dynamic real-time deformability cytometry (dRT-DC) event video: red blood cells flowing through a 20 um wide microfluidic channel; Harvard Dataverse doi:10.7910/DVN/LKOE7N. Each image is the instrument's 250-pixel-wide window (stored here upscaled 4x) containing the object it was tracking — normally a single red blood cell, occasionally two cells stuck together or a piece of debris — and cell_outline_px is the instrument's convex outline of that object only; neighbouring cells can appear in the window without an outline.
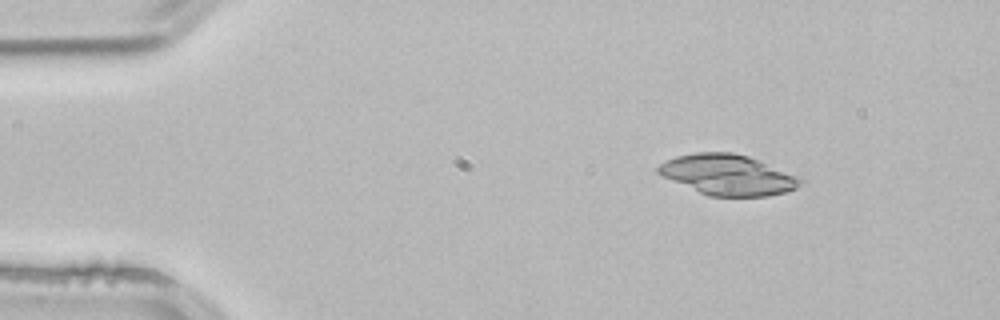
{"species": "common noctule bat (a hibernating species)", "species_latin": "Nyctalus noctula", "temperature_condition": "room temperature", "stored_images_in_passage": 4, "camera_frame_rate_fps": 3000, "um_per_image_px": 0.085, "animal": {"sex": "male", "body_mass_g": 21.5, "forearm_length_mm": 52.0}, "frame": {"image": 1, "passage_image": 2, "time_ms": 0.333, "image_size_px": [1000, 320], "cell_outline_px": [[808, 180], [804, 184], [796, 188], [784, 192], [768, 196], [708, 196], [664, 176], [656, 172], [656, 168], [660, 164], [676, 156], [696, 152], [732, 152], [748, 156], [800, 176]], "centroid_in_image_um": [61.94, 14.86], "position_along_channel_um": 23.1, "area_um2": 33.52}}